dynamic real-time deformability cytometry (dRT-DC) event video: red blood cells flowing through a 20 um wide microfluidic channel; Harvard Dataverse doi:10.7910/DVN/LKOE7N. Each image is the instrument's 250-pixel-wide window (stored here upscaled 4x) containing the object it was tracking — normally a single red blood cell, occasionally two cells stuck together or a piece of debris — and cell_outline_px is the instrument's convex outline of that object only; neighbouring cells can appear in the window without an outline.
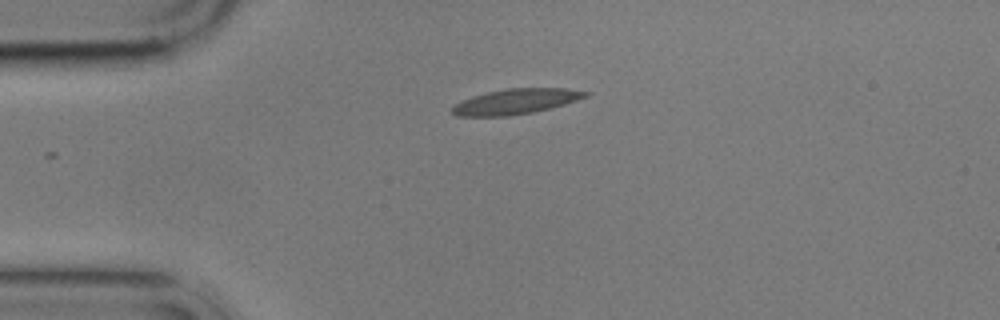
{"species": "common noctule bat (a hibernating species)", "species_latin": "Nyctalus noctula", "temperature_condition": "cold", "stored_images_in_passage": 2, "camera_frame_rate_fps": 3000, "um_per_image_px": 0.085, "animal": {"sex": "male", "body_mass_g": 17.9}, "frame": {"image": 1, "passage_image": 1, "time_ms": 0.0, "image_size_px": [1000, 320], "cell_outline_px": [[592, 92], [588, 96], [564, 104], [532, 112], [508, 116], [456, 116], [452, 112], [452, 108], [460, 100], [472, 96], [504, 88], [568, 88]], "centroid_in_image_um": [43.85, 8.61], "position_along_channel_um": 41.2, "area_um2": 19.59}}